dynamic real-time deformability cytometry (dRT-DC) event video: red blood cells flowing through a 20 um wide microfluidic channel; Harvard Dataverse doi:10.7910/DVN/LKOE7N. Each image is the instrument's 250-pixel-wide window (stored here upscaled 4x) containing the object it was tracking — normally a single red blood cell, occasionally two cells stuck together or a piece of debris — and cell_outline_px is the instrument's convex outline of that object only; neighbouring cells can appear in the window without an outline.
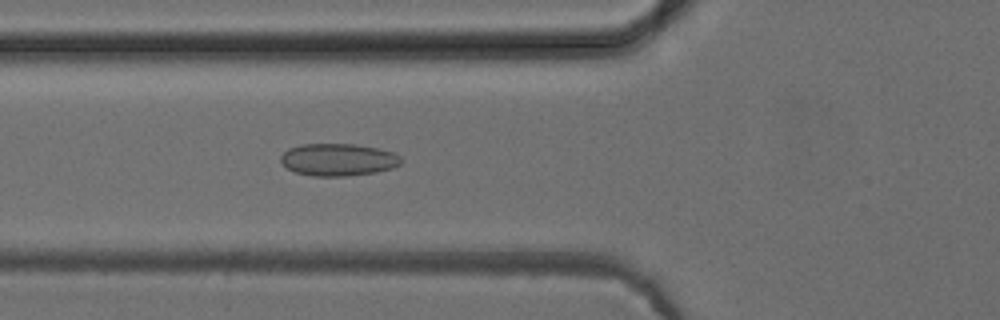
{"species": "common noctule bat (a hibernating species)", "species_latin": "Nyctalus noctula", "temperature_condition": "cold", "stored_images_in_passage": 43, "camera_frame_rate_fps": 3000, "um_per_image_px": 0.085, "animal": {"sex": "female", "body_mass_g": 24.6, "forearm_length_mm": 56.2}, "frame": {"image": 1, "passage_image": 10, "time_ms": 3.0, "image_size_px": [1000, 320], "cell_outline_px": [[400, 164], [392, 168], [376, 172], [348, 176], [312, 176], [296, 172], [288, 168], [280, 160], [280, 156], [288, 148], [300, 144], [356, 144], [376, 148], [392, 152], [400, 156]], "centroid_in_image_um": [28.72, 13.57], "position_along_channel_um": 97.1, "area_um2": 22.6}}
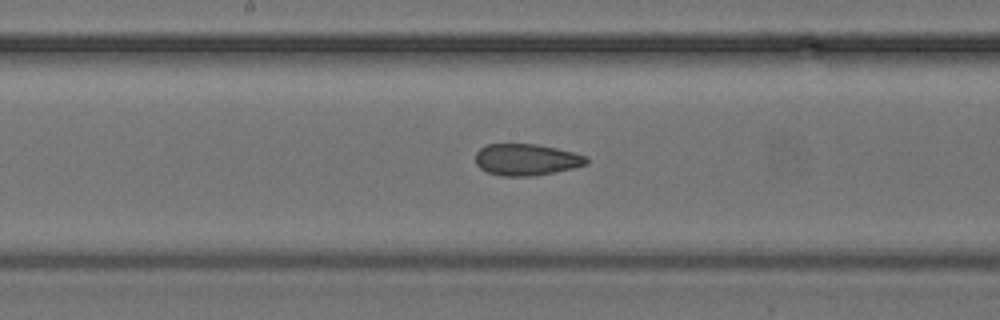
{"frame": {"image": 2, "passage_image": 18, "time_ms": 5.667, "image_size_px": [1000, 320], "cell_outline_px": [[588, 164], [576, 168], [536, 176], [500, 176], [488, 172], [480, 168], [476, 164], [476, 152], [480, 148], [488, 144], [536, 144], [556, 148], [588, 156]], "centroid_in_image_um": [44.77, 13.58], "position_along_channel_um": 203.4, "area_um2": 20.63}}
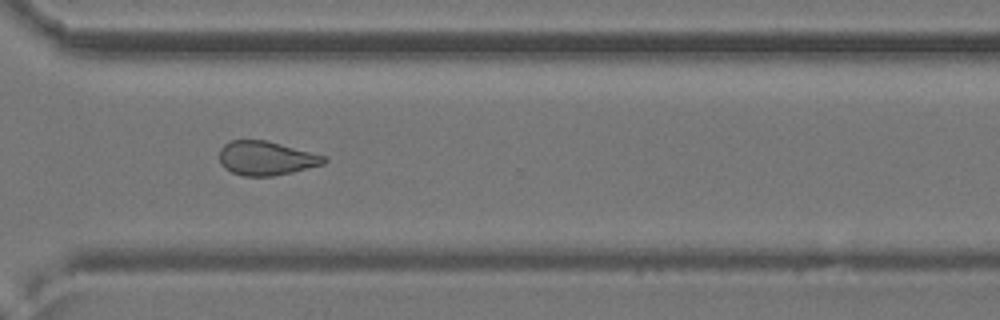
{"frame": {"image": 3, "passage_image": 29, "time_ms": 9.333, "image_size_px": [1000, 320], "cell_outline_px": [[328, 160], [324, 164], [292, 172], [272, 176], [244, 176], [232, 172], [224, 168], [220, 164], [220, 148], [224, 144], [232, 140], [268, 140], [328, 156]], "centroid_in_image_um": [22.65, 13.44], "position_along_channel_um": 347.9, "area_um2": 20.98}, "authors_computed_cell_mechanics": {"area_um2": 21.2126, "velocity_mm_per_s": 3.9611, "shape_relaxation_time_tau1_ms": null, "shape_relaxation_time_tau2_ms": 2.6631, "deformation_change_tau1": null, "deformation_change_tau2": 0.081}}